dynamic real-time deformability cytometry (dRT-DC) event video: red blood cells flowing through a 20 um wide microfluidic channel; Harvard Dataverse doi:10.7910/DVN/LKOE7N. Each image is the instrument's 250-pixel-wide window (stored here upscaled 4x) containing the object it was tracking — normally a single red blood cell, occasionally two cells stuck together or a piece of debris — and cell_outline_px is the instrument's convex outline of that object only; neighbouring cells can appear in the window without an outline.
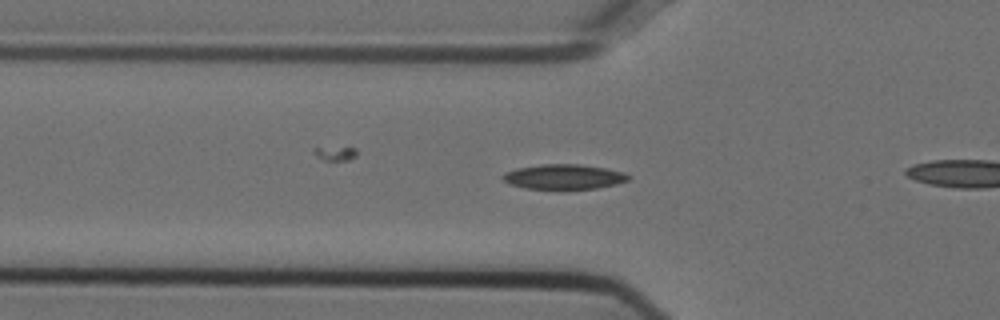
{"species": "Egyptian fruit bat (a non-hibernating species)", "species_latin": "Rousettus aegyptiacus", "temperature_condition": "cold", "stored_images_in_passage": 51, "camera_frame_rate_fps": 3000, "um_per_image_px": 0.085, "animal": {"sex": "female"}, "frame": {"image": 1, "passage_image": 14, "time_ms": 4.333, "image_size_px": [1000, 320], "cell_outline_px": [[632, 176], [628, 180], [616, 184], [596, 188], [560, 192], [524, 188], [508, 184], [500, 176], [504, 172], [516, 168], [540, 164], [580, 164], [604, 168], [624, 172]], "centroid_in_image_um": [47.88, 15.07], "position_along_channel_um": 77.9, "area_um2": 19.19}}
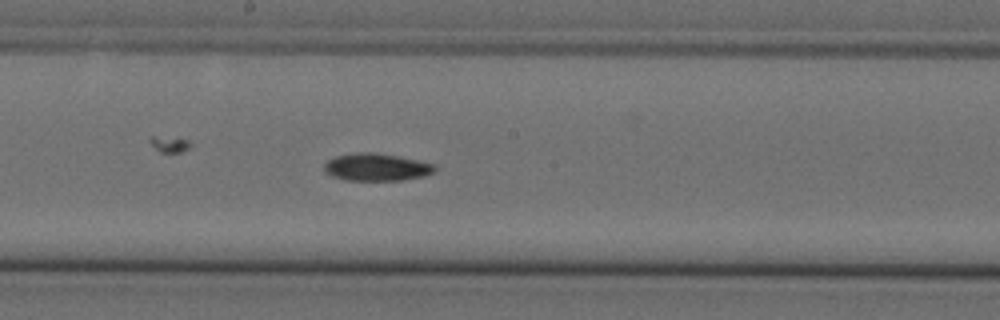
{"frame": {"image": 2, "passage_image": 25, "time_ms": 8.0, "image_size_px": [1000, 320], "cell_outline_px": [[436, 172], [424, 176], [404, 180], [344, 180], [332, 176], [324, 172], [324, 164], [328, 160], [336, 156], [364, 152], [372, 152], [396, 156], [436, 164]], "centroid_in_image_um": [32.02, 14.22], "position_along_channel_um": 216.2, "area_um2": 17.63}}
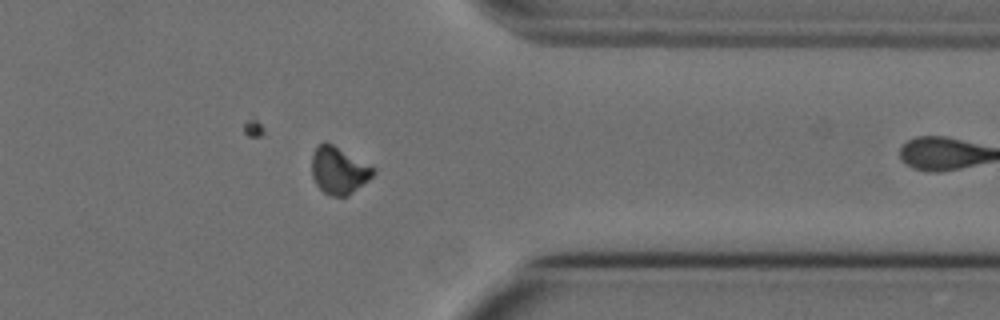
{"frame": {"image": 3, "passage_image": 39, "time_ms": 12.667, "image_size_px": [1000, 320], "cell_outline_px": [[376, 172], [368, 180], [348, 196], [328, 196], [316, 184], [312, 176], [312, 152], [324, 140], [332, 144], [376, 168]], "centroid_in_image_um": [28.79, 14.49], "position_along_channel_um": 382.6, "area_um2": 16.88}}